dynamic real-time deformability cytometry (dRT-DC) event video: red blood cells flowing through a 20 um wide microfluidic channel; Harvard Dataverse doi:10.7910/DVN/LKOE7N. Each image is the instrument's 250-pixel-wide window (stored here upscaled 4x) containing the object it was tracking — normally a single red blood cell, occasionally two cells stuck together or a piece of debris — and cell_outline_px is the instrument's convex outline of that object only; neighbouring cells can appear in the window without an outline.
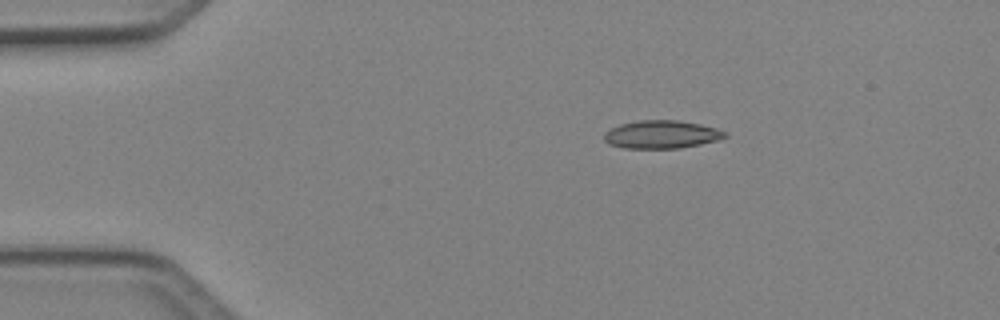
{"species": "Egyptian fruit bat (a non-hibernating species)", "species_latin": "Rousettus aegyptiacus", "temperature_condition": "cold", "stored_images_in_passage": 6, "camera_frame_rate_fps": 3000, "um_per_image_px": 0.085, "animal": {"sex": "female"}, "frame": {"image": 1, "passage_image": 1, "time_ms": 0.0, "image_size_px": [1000, 320], "cell_outline_px": [[728, 136], [716, 140], [700, 144], [680, 148], [624, 148], [608, 144], [604, 140], [604, 132], [620, 124], [636, 120], [676, 120], [700, 124], [716, 128], [728, 132]], "centroid_in_image_um": [56.22, 11.42], "position_along_channel_um": 28.8, "area_um2": 19.77}}
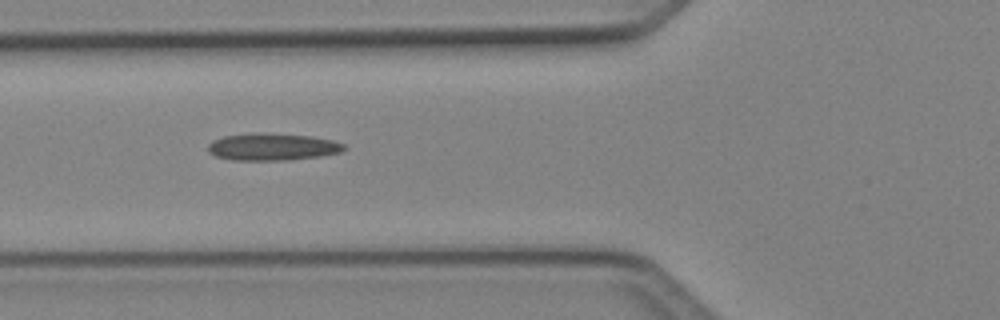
{"frame": {"image": 2, "passage_image": 4, "time_ms": 1.0, "image_size_px": [1000, 320], "cell_outline_px": [[348, 148], [340, 152], [320, 156], [292, 160], [232, 160], [216, 156], [208, 152], [208, 144], [212, 140], [224, 136], [312, 136], [332, 140], [344, 144]], "centroid_in_image_um": [23.2, 12.54], "position_along_channel_um": 102.6, "area_um2": 20.4}}
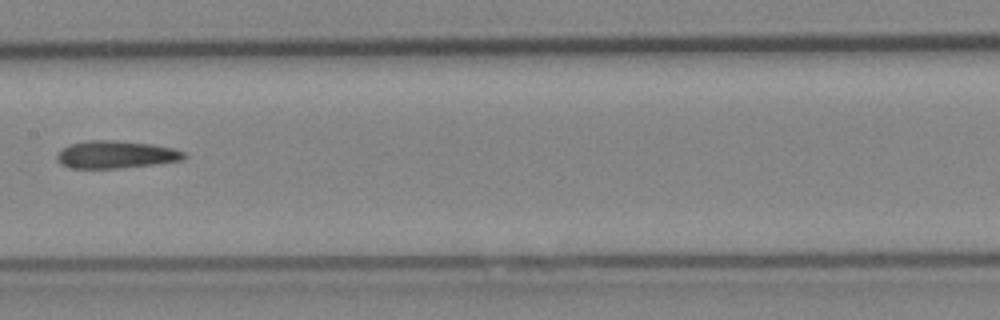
{"frame": {"image": 3, "passage_image": 6, "time_ms": 1.667, "image_size_px": [1000, 320], "cell_outline_px": [[184, 156], [180, 160], [152, 164], [116, 168], [72, 168], [60, 164], [56, 160], [56, 156], [68, 144], [88, 140], [116, 140], [152, 144], [172, 148], [184, 152]], "centroid_in_image_um": [9.78, 13.12], "position_along_channel_um": 197.6, "area_um2": 20.11}}